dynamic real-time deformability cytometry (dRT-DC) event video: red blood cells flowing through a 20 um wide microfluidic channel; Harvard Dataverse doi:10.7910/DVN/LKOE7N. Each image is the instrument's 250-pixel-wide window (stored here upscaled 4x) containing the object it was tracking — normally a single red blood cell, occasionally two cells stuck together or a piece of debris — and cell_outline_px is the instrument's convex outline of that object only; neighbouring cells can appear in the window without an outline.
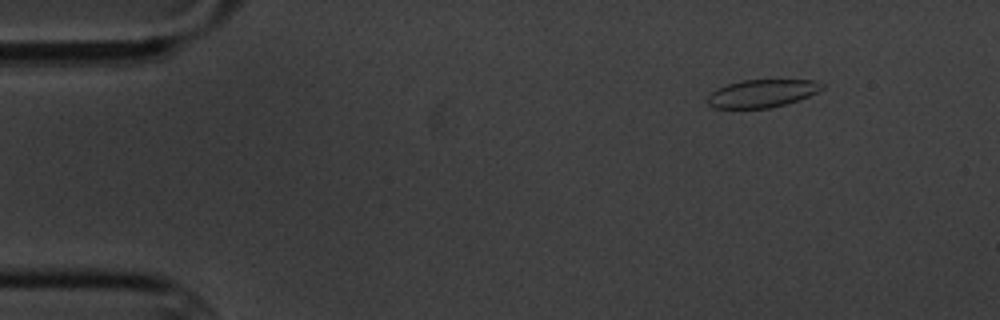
{"species": "common noctule bat (a hibernating species)", "species_latin": "Nyctalus noctula", "temperature_condition": "cold", "stored_images_in_passage": 4, "camera_frame_rate_fps": 3000, "um_per_image_px": 0.085, "animal": {"sex": "male", "body_mass_g": 20.1, "forearm_length_mm": 53.5}, "frame": {"image": 1, "passage_image": 1, "time_ms": 0.0, "image_size_px": [1000, 320], "cell_outline_px": [[824, 88], [808, 96], [784, 104], [768, 108], [712, 108], [704, 100], [716, 88], [728, 84], [744, 80], [816, 80], [824, 84]], "centroid_in_image_um": [64.73, 7.94], "position_along_channel_um": 20.3, "area_um2": 18.5}}